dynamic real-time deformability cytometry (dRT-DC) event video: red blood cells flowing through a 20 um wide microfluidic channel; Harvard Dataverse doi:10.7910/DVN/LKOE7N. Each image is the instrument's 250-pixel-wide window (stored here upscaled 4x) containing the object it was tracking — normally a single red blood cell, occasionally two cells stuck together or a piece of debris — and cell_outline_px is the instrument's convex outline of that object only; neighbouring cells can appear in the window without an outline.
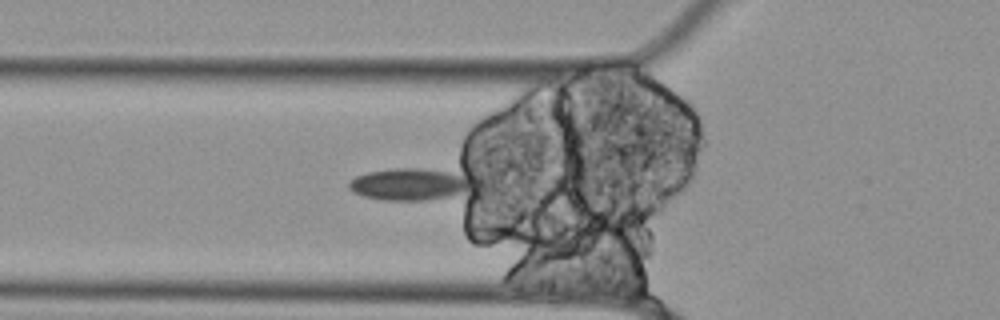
{"species": "Egyptian fruit bat (a non-hibernating species)", "species_latin": "Rousettus aegyptiacus", "temperature_condition": "cold", "stored_images_in_passage": 24, "segment_of_instrument_passage": [2, 2], "camera_frame_rate_fps": 3000, "um_per_image_px": 0.085, "animal": {"sex": "female"}, "frame": {"image": 1, "passage_image": 19, "time_ms": 6.0, "image_size_px": [1000, 320], "cell_outline_px": [[464, 192], [452, 196], [428, 200], [380, 200], [364, 196], [352, 192], [348, 188], [348, 184], [356, 176], [368, 172], [396, 168], [420, 168], [448, 172], [460, 176], [464, 180]], "centroid_in_image_um": [34.62, 15.68], "position_along_channel_um": 91.2, "area_um2": 22.08}}
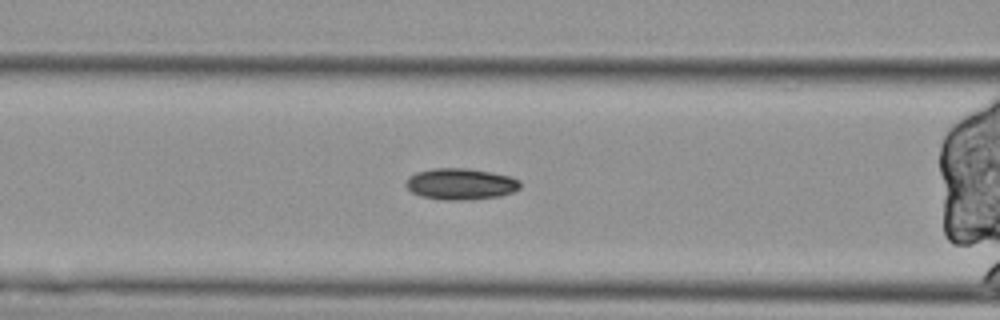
{"frame": {"image": 2, "passage_image": 22, "time_ms": 7.0, "image_size_px": [1000, 320], "cell_outline_px": [[520, 188], [512, 192], [500, 196], [464, 200], [444, 200], [420, 196], [412, 192], [404, 184], [408, 176], [416, 172], [432, 168], [468, 168], [492, 172], [512, 176], [520, 180]], "centroid_in_image_um": [39.15, 15.63], "position_along_channel_um": 127.5, "area_um2": 21.1}}